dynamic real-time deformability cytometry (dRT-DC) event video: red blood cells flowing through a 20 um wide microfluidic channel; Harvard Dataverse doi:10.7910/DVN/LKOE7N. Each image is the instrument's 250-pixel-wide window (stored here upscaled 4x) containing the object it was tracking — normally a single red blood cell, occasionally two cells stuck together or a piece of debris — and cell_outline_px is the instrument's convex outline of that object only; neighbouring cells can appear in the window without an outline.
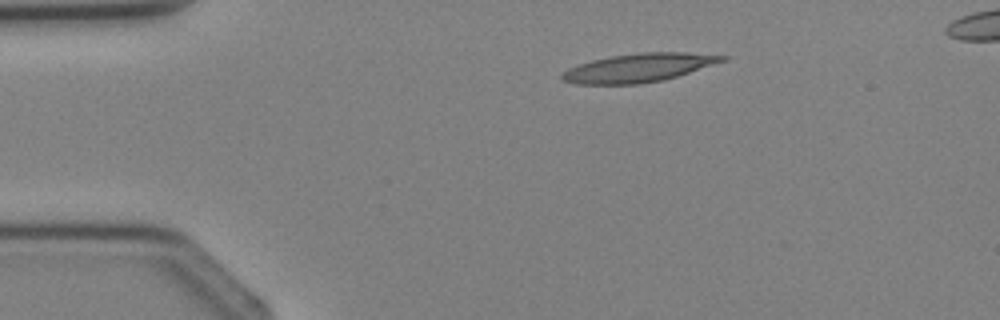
{"species": "Egyptian fruit bat (a non-hibernating species)", "species_latin": "Rousettus aegyptiacus", "temperature_condition": "cold", "stored_images_in_passage": 3, "segment_of_instrument_passage": [1, 2], "camera_frame_rate_fps": 3000, "um_per_image_px": 0.085, "animal": {"sex": "female"}, "frame": {"image": 1, "passage_image": 1, "time_ms": 0.0, "image_size_px": [1000, 320], "cell_outline_px": [[728, 60], [664, 80], [640, 84], [576, 84], [564, 80], [560, 76], [568, 68], [592, 60], [612, 56], [640, 52], [688, 52], [728, 56]], "centroid_in_image_um": [54.33, 5.76], "position_along_channel_um": 30.7, "area_um2": 26.59}}